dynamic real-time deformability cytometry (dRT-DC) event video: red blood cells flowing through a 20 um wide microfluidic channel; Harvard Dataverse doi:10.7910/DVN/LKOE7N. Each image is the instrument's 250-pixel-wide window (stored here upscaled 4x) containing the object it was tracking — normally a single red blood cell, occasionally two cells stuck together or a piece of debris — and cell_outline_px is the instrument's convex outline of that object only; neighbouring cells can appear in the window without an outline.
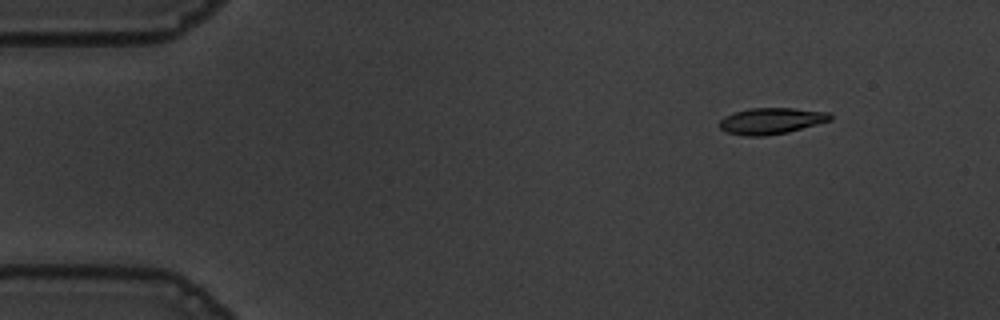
{"species": "common noctule bat (a hibernating species)", "species_latin": "Nyctalus noctula", "temperature_condition": "warm", "stored_images_in_passage": 50, "camera_frame_rate_fps": 3000, "um_per_image_px": 0.085, "animal": {"sex": "male", "body_mass_g": 19.5, "forearm_length_mm": 54.6}, "frame": {"image": 1, "passage_image": 1, "time_ms": 0.0, "image_size_px": [1000, 320], "cell_outline_px": [[832, 120], [788, 132], [764, 136], [748, 136], [728, 132], [720, 128], [716, 124], [724, 116], [748, 108], [792, 108], [828, 112], [832, 116]], "centroid_in_image_um": [65.54, 10.27], "position_along_channel_um": 19.5, "area_um2": 16.94}}
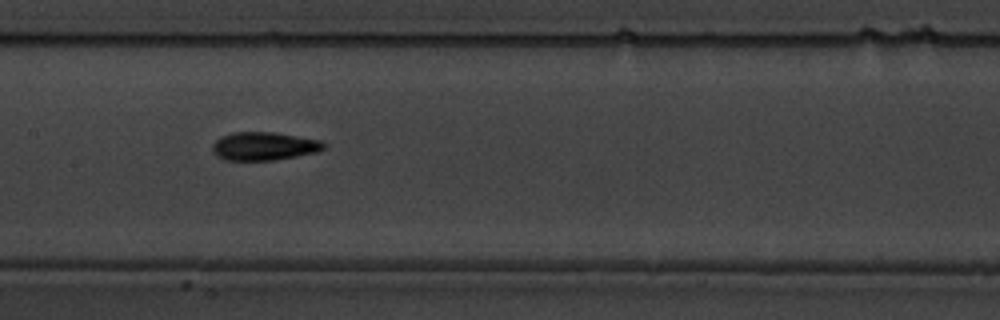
{"frame": {"image": 2, "passage_image": 22, "time_ms": 7.0, "image_size_px": [1000, 320], "cell_outline_px": [[328, 144], [320, 152], [272, 160], [224, 160], [216, 156], [212, 152], [212, 144], [220, 136], [232, 132], [272, 132], [320, 140]], "centroid_in_image_um": [22.42, 12.42], "position_along_channel_um": 185.0, "area_um2": 18.5}}
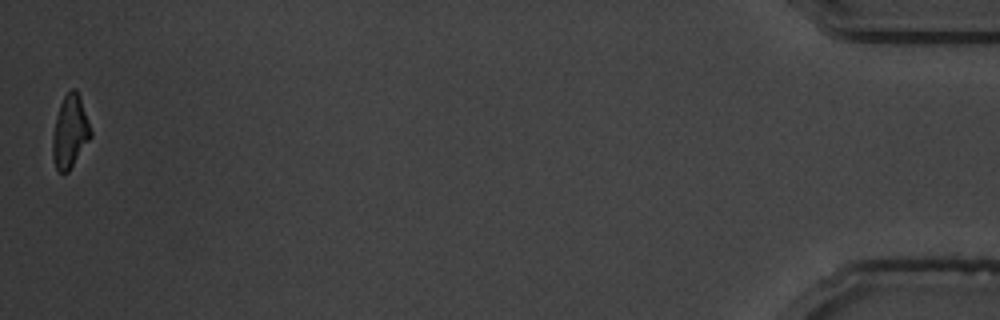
{"frame": {"image": 3, "passage_image": 50, "time_ms": 16.333, "image_size_px": [1000, 320], "cell_outline_px": [[92, 136], [68, 172], [60, 172], [56, 168], [52, 156], [52, 136], [56, 116], [60, 104], [64, 96], [72, 88], [76, 88], [80, 96], [92, 132]], "centroid_in_image_um": [5.95, 11.18], "position_along_channel_um": 429.3, "area_um2": 16.13}, "authors_computed_cell_mechanics": {"area_um2": 17.2822, "velocity_mm_per_s": 3.6312, "shape_relaxation_time_tau1_ms": 4.8666, "shape_relaxation_time_tau2_ms": 3.9398, "deformation_change_tau1": 0.1759, "deformation_change_tau2": 0.114}}